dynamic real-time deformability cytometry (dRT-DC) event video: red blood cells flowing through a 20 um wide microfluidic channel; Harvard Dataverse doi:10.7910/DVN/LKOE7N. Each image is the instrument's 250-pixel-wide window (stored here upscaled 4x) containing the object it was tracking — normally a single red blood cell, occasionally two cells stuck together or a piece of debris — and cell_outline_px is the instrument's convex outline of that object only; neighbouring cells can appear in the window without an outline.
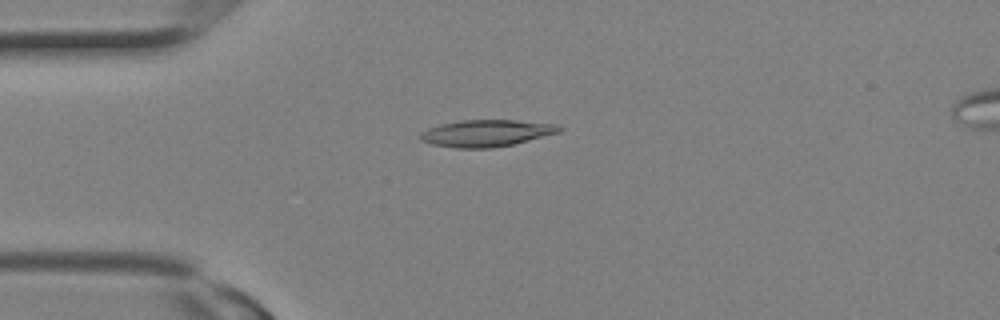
{"species": "Egyptian fruit bat (a non-hibernating species)", "species_latin": "Rousettus aegyptiacus", "temperature_condition": "room temperature", "stored_images_in_passage": 3, "segment_of_instrument_passage": [1, 2], "camera_frame_rate_fps": 3000, "um_per_image_px": 0.085, "animal": {"sex": "female"}, "frame": {"image": 1, "passage_image": 2, "time_ms": 0.333, "image_size_px": [1000, 320], "cell_outline_px": [[564, 128], [560, 132], [512, 144], [492, 148], [456, 148], [432, 144], [420, 140], [420, 132], [428, 128], [440, 124], [460, 120], [516, 120], [556, 124]], "centroid_in_image_um": [41.32, 11.31], "position_along_channel_um": 43.7, "area_um2": 21.68}}